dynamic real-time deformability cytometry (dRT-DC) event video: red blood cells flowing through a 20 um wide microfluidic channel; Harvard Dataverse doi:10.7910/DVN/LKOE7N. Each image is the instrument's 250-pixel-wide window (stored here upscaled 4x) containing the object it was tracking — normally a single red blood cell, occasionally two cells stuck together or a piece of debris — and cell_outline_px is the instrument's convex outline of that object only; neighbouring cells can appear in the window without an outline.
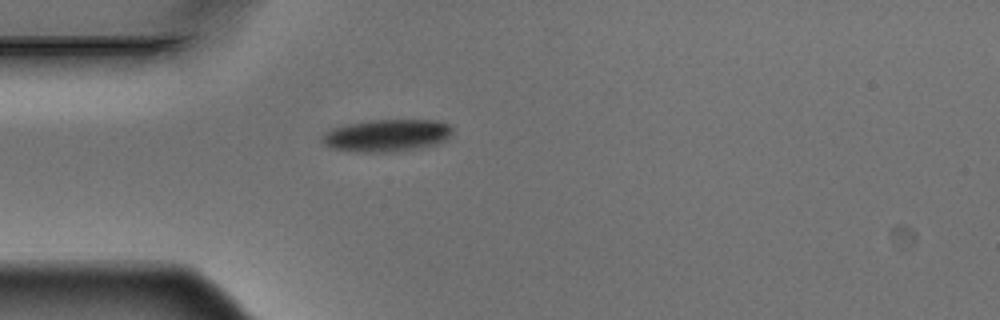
{"species": "Egyptian fruit bat (a non-hibernating species)", "species_latin": "Rousettus aegyptiacus", "temperature_condition": "warm", "stored_images_in_passage": 1, "camera_frame_rate_fps": 3000, "um_per_image_px": 0.085, "animal": {"sex": "male"}, "frame": {"image": 1, "passage_image": 1, "time_ms": 0.0, "image_size_px": [1000, 320], "cell_outline_px": [[452, 132], [448, 140], [424, 148], [396, 152], [360, 152], [332, 148], [324, 144], [320, 140], [324, 132], [332, 128], [348, 124], [372, 120], [436, 120], [448, 124], [452, 128]], "centroid_in_image_um": [32.91, 11.52], "position_along_channel_um": 52.1, "area_um2": 24.8}}